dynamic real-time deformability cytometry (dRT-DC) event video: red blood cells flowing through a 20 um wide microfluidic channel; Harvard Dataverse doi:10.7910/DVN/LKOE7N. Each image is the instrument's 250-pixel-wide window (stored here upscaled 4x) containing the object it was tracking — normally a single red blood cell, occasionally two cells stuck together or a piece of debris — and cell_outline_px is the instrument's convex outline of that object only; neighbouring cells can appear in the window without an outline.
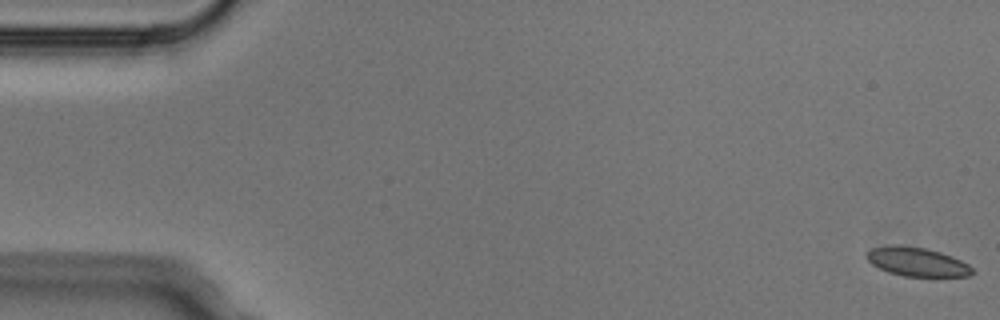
{"species": "Egyptian fruit bat (a non-hibernating species)", "species_latin": "Rousettus aegyptiacus", "temperature_condition": "cold", "stored_images_in_passage": 4, "camera_frame_rate_fps": 3000, "um_per_image_px": 0.085, "animal": {"sex": "male"}, "frame": {"image": 1, "passage_image": 1, "time_ms": 0.0, "image_size_px": [1000, 320], "cell_outline_px": [[976, 272], [968, 276], [904, 276], [888, 272], [872, 264], [864, 256], [872, 248], [888, 244], [900, 244], [928, 248], [952, 256], [968, 264]], "centroid_in_image_um": [77.93, 22.23], "position_along_channel_um": 7.1, "area_um2": 17.98}}